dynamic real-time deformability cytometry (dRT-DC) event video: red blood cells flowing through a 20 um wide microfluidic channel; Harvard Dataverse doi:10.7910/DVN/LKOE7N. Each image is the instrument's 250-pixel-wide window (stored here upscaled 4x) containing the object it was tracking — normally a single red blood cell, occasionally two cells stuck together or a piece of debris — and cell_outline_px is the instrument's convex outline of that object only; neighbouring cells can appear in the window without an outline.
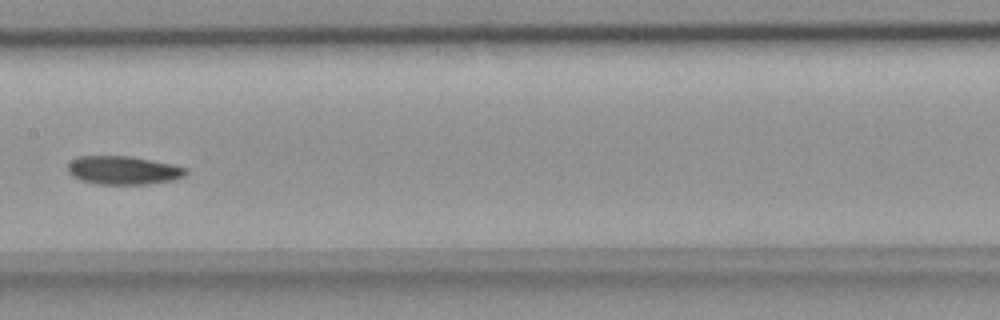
{"species": "common noctule bat (a hibernating species)", "species_latin": "Nyctalus noctula", "temperature_condition": "room temperature", "stored_images_in_passage": 8, "camera_frame_rate_fps": 3000, "um_per_image_px": 0.085, "animal": {"sex": "female", "body_mass_g": 18.4}, "frame": {"image": 1, "passage_image": 7, "time_ms": 2.0, "image_size_px": [1000, 320], "cell_outline_px": [[188, 172], [184, 176], [172, 180], [148, 184], [96, 184], [80, 180], [72, 176], [68, 172], [68, 164], [72, 160], [80, 156], [132, 156], [172, 164], [188, 168]], "centroid_in_image_um": [10.49, 14.47], "position_along_channel_um": 196.9, "area_um2": 19.65}}
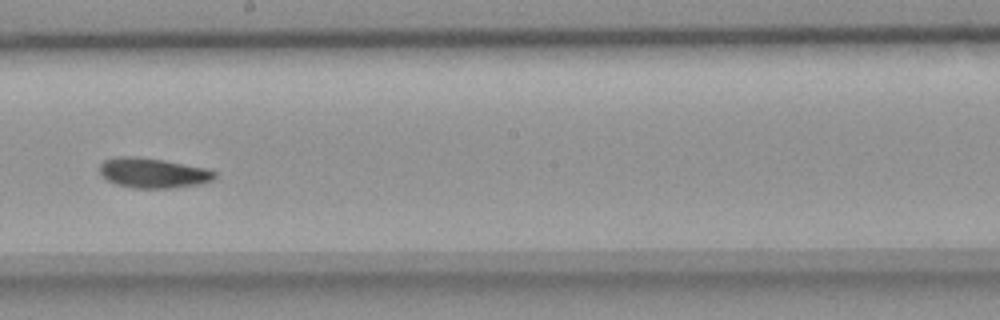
{"frame": {"image": 2, "passage_image": 8, "time_ms": 2.333, "image_size_px": [1000, 320], "cell_outline_px": [[216, 176], [212, 180], [200, 184], [168, 188], [132, 188], [116, 184], [108, 180], [100, 172], [100, 164], [104, 160], [120, 156], [132, 156], [160, 160], [208, 168], [216, 172]], "centroid_in_image_um": [13.02, 14.7], "position_along_channel_um": 235.2, "area_um2": 19.88}}